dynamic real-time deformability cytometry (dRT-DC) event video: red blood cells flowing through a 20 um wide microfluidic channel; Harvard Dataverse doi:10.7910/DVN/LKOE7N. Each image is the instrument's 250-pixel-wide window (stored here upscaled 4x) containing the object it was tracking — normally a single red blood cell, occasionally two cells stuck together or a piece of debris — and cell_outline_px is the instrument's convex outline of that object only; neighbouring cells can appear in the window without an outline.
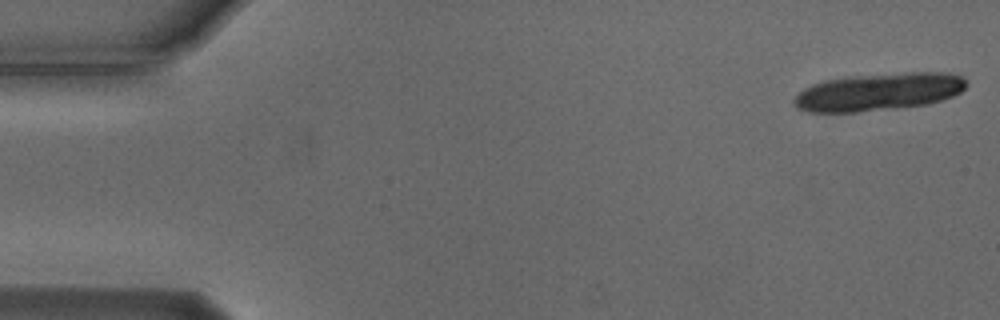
{"species": "Egyptian fruit bat (a non-hibernating species)", "species_latin": "Rousettus aegyptiacus", "temperature_condition": "cold", "stored_images_in_passage": 18, "camera_frame_rate_fps": 3000, "um_per_image_px": 0.085, "animal": {"sex": "male"}, "frame": {"image": 1, "passage_image": 1, "time_ms": 0.0, "image_size_px": [1000, 320], "cell_outline_px": [[968, 84], [960, 92], [952, 96], [928, 104], [896, 108], [856, 112], [808, 112], [796, 108], [792, 100], [804, 88], [812, 84], [824, 80], [848, 76], [908, 72], [948, 72], [964, 76]], "centroid_in_image_um": [74.69, 7.8], "position_along_channel_um": 10.3, "area_um2": 38.03}}